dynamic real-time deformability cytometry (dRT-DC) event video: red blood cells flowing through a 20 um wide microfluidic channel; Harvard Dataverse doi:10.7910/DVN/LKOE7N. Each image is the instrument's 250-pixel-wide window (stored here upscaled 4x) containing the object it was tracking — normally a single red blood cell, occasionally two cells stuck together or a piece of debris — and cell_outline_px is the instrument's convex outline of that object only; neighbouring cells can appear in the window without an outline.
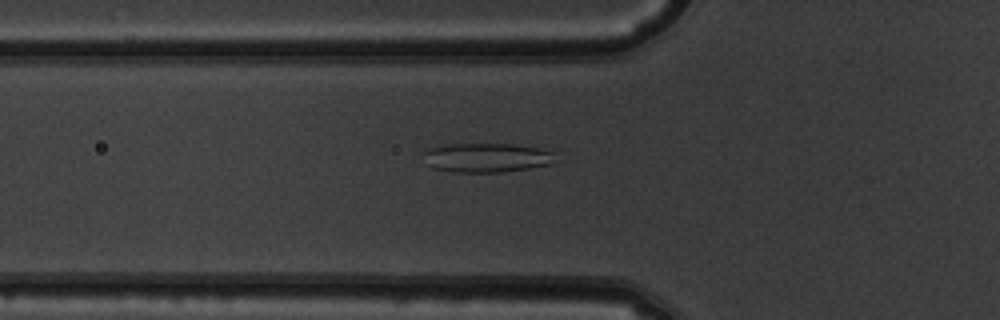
{"species": "common noctule bat (a hibernating species)", "species_latin": "Nyctalus noctula", "temperature_condition": "warm", "stored_images_in_passage": 51, "camera_frame_rate_fps": 3000, "um_per_image_px": 0.085, "animal": {"sex": "male", "body_mass_g": 19.5, "forearm_length_mm": 54.6}, "frame": {"image": 1, "passage_image": 18, "time_ms": 5.667, "image_size_px": [1000, 320], "cell_outline_px": [[556, 152], [548, 164], [528, 168], [504, 172], [452, 172], [432, 168], [428, 164], [424, 152], [428, 148], [444, 144], [512, 144], [540, 148]], "centroid_in_image_um": [41.32, 13.39], "position_along_channel_um": 84.5, "area_um2": 22.31}}
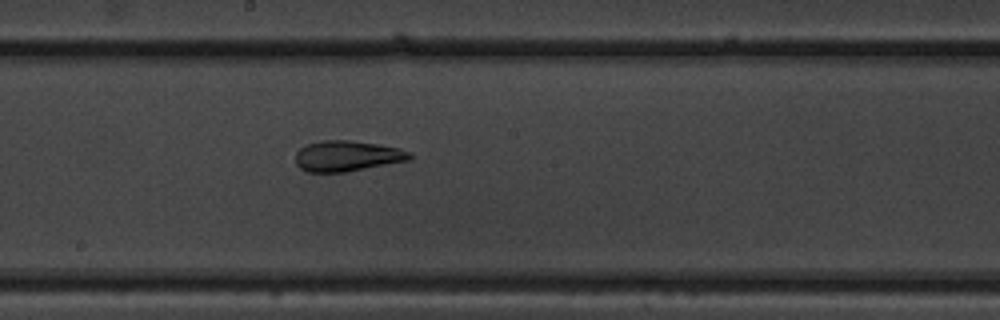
{"frame": {"image": 2, "passage_image": 28, "time_ms": 9.0, "image_size_px": [1000, 320], "cell_outline_px": [[412, 156], [408, 160], [344, 172], [308, 172], [300, 168], [296, 164], [296, 152], [300, 148], [308, 144], [320, 140], [352, 140], [400, 148], [412, 152]], "centroid_in_image_um": [29.49, 13.25], "position_along_channel_um": 218.7, "area_um2": 20.29}}
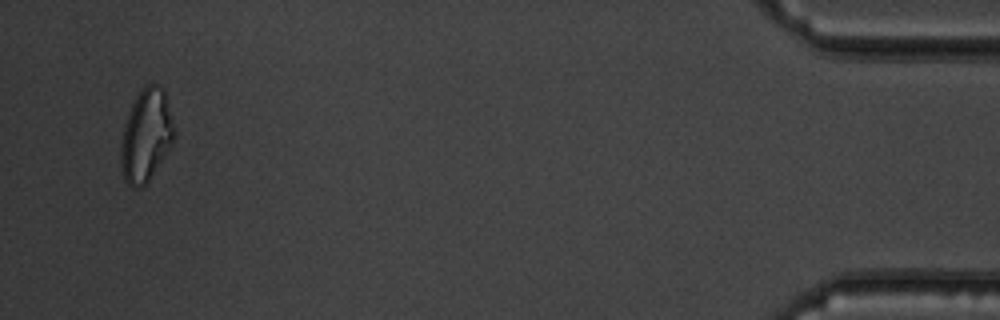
{"frame": {"image": 3, "passage_image": 49, "time_ms": 16.0, "image_size_px": [1000, 320], "cell_outline_px": [[172, 144], [144, 188], [132, 188], [124, 180], [120, 164], [120, 144], [128, 112], [136, 96], [144, 84], [160, 84], [164, 88], [172, 124]], "centroid_in_image_um": [12.37, 11.54], "position_along_channel_um": 422.8, "area_um2": 28.55}, "authors_computed_cell_mechanics": {"area_um2": 25.5476, "velocity_mm_per_s": 4.0261, "shape_relaxation_time_tau1_ms": null, "shape_relaxation_time_tau2_ms": 1.7553, "deformation_change_tau1": null, "deformation_change_tau2": 0.0903}}